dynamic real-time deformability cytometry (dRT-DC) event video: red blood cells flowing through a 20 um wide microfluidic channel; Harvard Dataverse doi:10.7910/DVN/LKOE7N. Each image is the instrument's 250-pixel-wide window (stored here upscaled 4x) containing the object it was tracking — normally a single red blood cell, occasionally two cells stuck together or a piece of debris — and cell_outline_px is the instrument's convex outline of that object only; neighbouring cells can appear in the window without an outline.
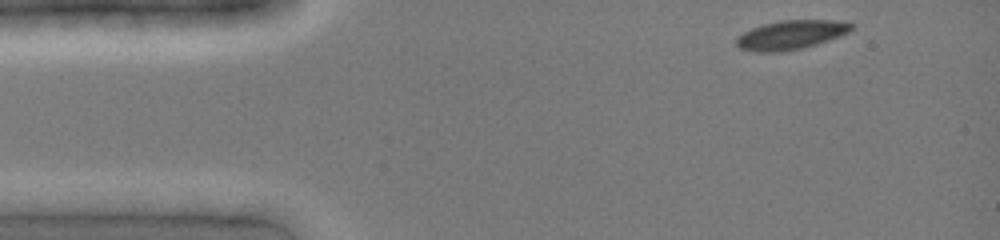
{"species": "common noctule bat (a hibernating species)", "species_latin": "Nyctalus noctula", "temperature_condition": "cold", "stored_images_in_passage": 17, "camera_frame_rate_fps": 3000, "um_per_image_px": 0.085, "animal": {"sex": "female", "body_mass_g": 19.0, "forearm_length_mm": 51.5}, "frame": {"image": 1, "passage_image": 1, "time_ms": 0.0, "image_size_px": [1000, 240], "cell_outline_px": [[852, 28], [848, 32], [840, 36], [804, 48], [780, 52], [756, 52], [740, 48], [736, 44], [736, 36], [752, 28], [764, 24], [780, 20], [832, 20], [852, 24]], "centroid_in_image_um": [67.19, 2.97], "position_along_channel_um": 17.8, "area_um2": 19.36}}
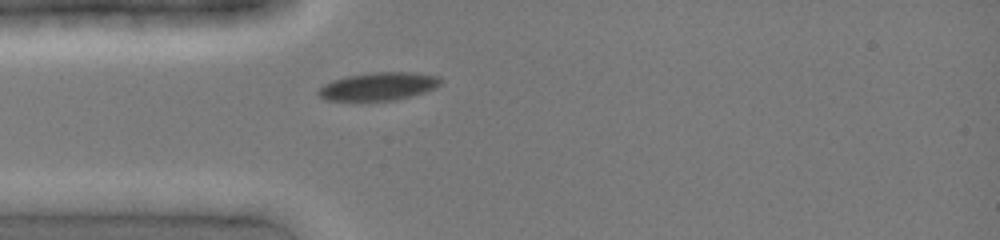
{"frame": {"image": 2, "passage_image": 8, "time_ms": 2.333, "image_size_px": [1000, 240], "cell_outline_px": [[440, 84], [436, 88], [424, 92], [392, 100], [360, 104], [324, 100], [316, 92], [324, 84], [332, 80], [344, 76], [372, 72], [412, 72], [440, 76]], "centroid_in_image_um": [32.07, 7.38], "position_along_channel_um": 52.9, "area_um2": 20.81}}
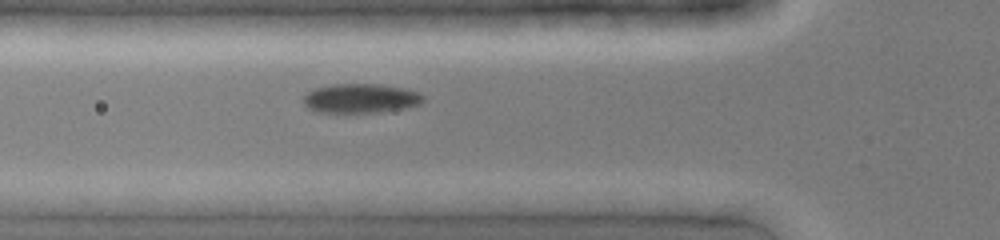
{"frame": {"image": 3, "passage_image": 11, "time_ms": 3.333, "image_size_px": [1000, 240], "cell_outline_px": [[424, 100], [420, 104], [404, 108], [380, 112], [320, 112], [308, 108], [304, 104], [304, 96], [308, 92], [316, 88], [332, 84], [380, 84], [420, 92], [424, 96]], "centroid_in_image_um": [30.67, 8.36], "position_along_channel_um": 95.1, "area_um2": 20.29}}